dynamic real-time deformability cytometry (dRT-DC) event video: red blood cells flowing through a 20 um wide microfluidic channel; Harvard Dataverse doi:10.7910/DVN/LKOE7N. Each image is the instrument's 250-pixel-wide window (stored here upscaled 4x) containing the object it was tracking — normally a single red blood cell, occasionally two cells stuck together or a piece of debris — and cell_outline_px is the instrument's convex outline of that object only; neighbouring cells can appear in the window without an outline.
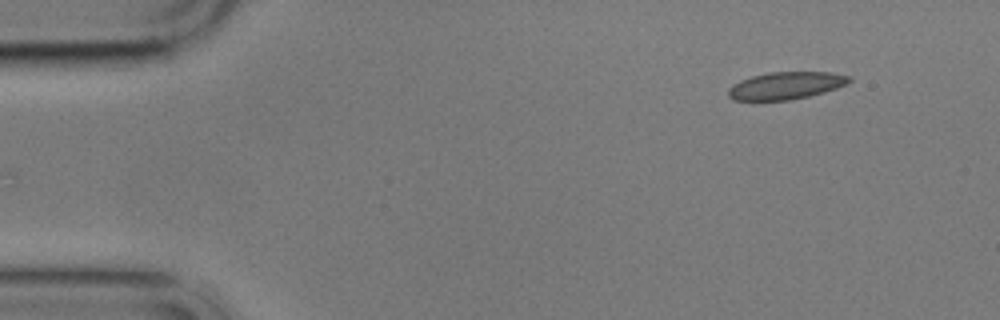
{"species": "common noctule bat (a hibernating species)", "species_latin": "Nyctalus noctula", "temperature_condition": "cold", "stored_images_in_passage": 2, "camera_frame_rate_fps": 3000, "um_per_image_px": 0.085, "animal": {"sex": "male", "body_mass_g": 17.9}, "frame": {"image": 1, "passage_image": 2, "time_ms": 1.333, "image_size_px": [1000, 320], "cell_outline_px": [[852, 80], [836, 88], [824, 92], [808, 96], [788, 100], [732, 100], [728, 96], [728, 88], [732, 84], [740, 80], [752, 76], [768, 72], [832, 72], [852, 76]], "centroid_in_image_um": [66.78, 7.26], "position_along_channel_um": 18.2, "area_um2": 19.31}}